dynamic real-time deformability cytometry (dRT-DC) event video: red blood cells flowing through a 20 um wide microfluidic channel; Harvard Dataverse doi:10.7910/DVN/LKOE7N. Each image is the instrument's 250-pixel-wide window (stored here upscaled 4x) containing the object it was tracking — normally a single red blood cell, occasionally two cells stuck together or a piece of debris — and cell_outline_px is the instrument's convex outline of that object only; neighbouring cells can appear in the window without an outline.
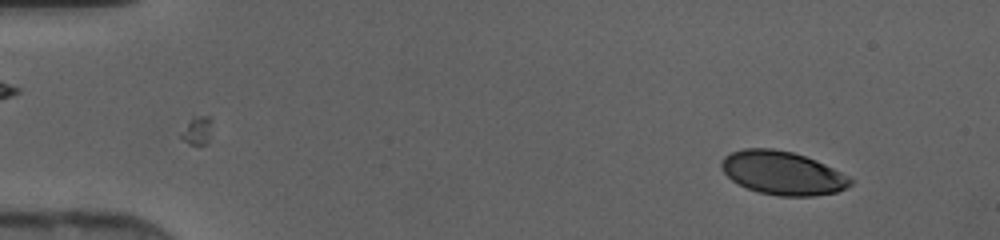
{"species": "human", "species_latin": "Homo sapiens", "temperature_condition": "cold", "stored_images_in_passage": 45, "camera_frame_rate_fps": 3000, "um_per_image_px": 0.085, "donor": {"sex": "female"}, "frame": {"image": 1, "passage_image": 4, "time_ms": 1.0, "image_size_px": [1000, 240], "cell_outline_px": [[852, 184], [836, 192], [812, 196], [780, 196], [760, 192], [748, 188], [732, 180], [724, 172], [720, 164], [724, 156], [732, 152], [744, 148], [772, 148], [792, 152], [816, 160], [848, 176], [852, 180]], "centroid_in_image_um": [66.5, 14.7], "position_along_channel_um": 18.5, "area_um2": 32.31}}
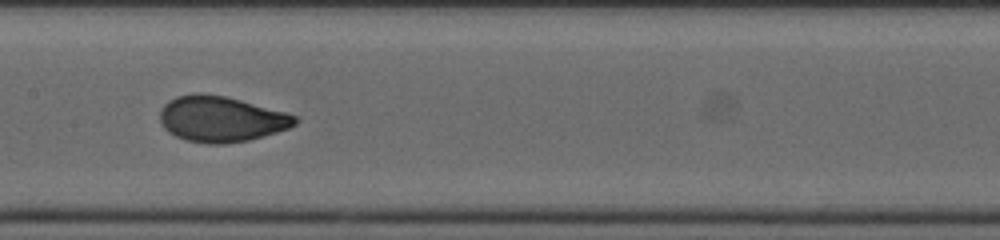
{"frame": {"image": 2, "passage_image": 23, "time_ms": 7.333, "image_size_px": [1000, 240], "cell_outline_px": [[300, 120], [296, 124], [288, 128], [264, 136], [248, 140], [224, 144], [208, 144], [188, 140], [176, 136], [168, 132], [164, 128], [160, 120], [160, 112], [164, 104], [168, 100], [176, 96], [200, 92], [224, 96], [240, 100], [284, 112], [296, 116]], "centroid_in_image_um": [18.77, 10.11], "position_along_channel_um": 188.6, "area_um2": 35.84}}
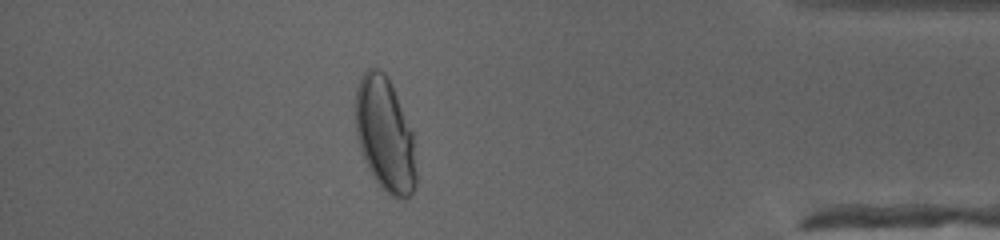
{"frame": {"image": 3, "passage_image": 40, "time_ms": 13.0, "image_size_px": [1000, 240], "cell_outline_px": [[416, 184], [412, 192], [408, 196], [392, 196], [376, 180], [368, 168], [364, 160], [356, 136], [356, 88], [360, 76], [368, 68], [380, 68], [388, 76], [412, 128], [416, 172]], "centroid_in_image_um": [32.72, 11.36], "position_along_channel_um": 402.5, "area_um2": 40.17}}